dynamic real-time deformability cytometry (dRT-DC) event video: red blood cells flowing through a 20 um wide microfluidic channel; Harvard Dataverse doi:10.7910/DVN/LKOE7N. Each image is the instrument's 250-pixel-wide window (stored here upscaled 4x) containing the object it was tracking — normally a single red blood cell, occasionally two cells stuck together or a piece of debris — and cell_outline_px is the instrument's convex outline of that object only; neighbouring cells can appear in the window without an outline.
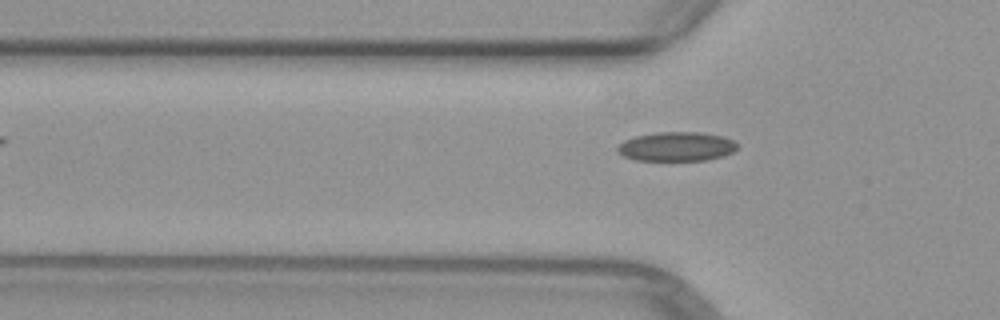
{"species": "common noctule bat (a hibernating species)", "species_latin": "Nyctalus noctula", "temperature_condition": "warm", "stored_images_in_passage": 4, "camera_frame_rate_fps": 3000, "um_per_image_px": 0.085, "animal": {"sex": "female", "body_mass_g": 29.2, "forearm_length_mm": 56.3}, "frame": {"image": 1, "passage_image": 4, "time_ms": 3.667, "image_size_px": [1000, 320], "cell_outline_px": [[740, 144], [732, 152], [724, 156], [708, 160], [636, 160], [624, 156], [616, 152], [616, 148], [624, 140], [636, 136], [660, 132], [700, 132], [724, 136]], "centroid_in_image_um": [57.53, 12.45], "position_along_channel_um": 68.3, "area_um2": 20.46}}